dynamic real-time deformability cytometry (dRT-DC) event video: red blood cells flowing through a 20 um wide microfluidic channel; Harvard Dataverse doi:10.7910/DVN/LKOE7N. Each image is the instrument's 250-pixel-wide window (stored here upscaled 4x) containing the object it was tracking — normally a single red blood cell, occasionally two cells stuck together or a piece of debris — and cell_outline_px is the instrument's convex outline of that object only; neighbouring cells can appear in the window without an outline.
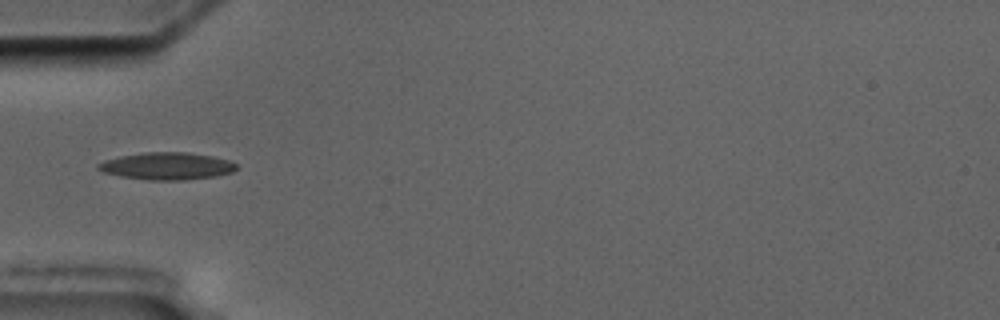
{"species": "common noctule bat (a hibernating species)", "species_latin": "Nyctalus noctula", "temperature_condition": "cold", "stored_images_in_passage": 11, "camera_frame_rate_fps": 3000, "um_per_image_px": 0.085, "animal": {"sex": "male", "body_mass_g": 17.5, "forearm_length_mm": 52.3}, "frame": {"image": 1, "passage_image": 1, "time_ms": 0.0, "image_size_px": [1000, 320], "cell_outline_px": [[236, 168], [232, 172], [216, 176], [184, 180], [148, 180], [120, 176], [100, 172], [96, 168], [96, 164], [104, 160], [120, 156], [144, 152], [184, 152], [212, 156], [228, 160], [236, 164]], "centroid_in_image_um": [14.12, 14.12], "position_along_channel_um": 70.9, "area_um2": 22.02}}
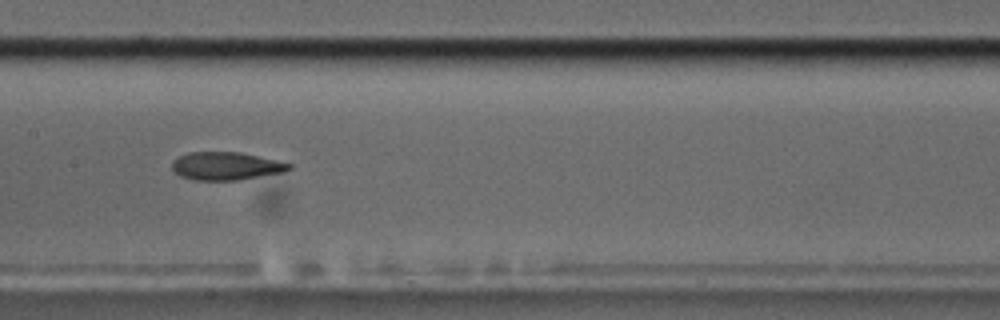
{"frame": {"image": 2, "passage_image": 4, "time_ms": 3.333, "image_size_px": [1000, 320], "cell_outline_px": [[292, 168], [284, 172], [240, 180], [192, 180], [180, 176], [172, 168], [172, 160], [176, 156], [188, 152], [240, 152], [292, 164]], "centroid_in_image_um": [19.18, 14.11], "position_along_channel_um": 188.2, "area_um2": 19.19}}
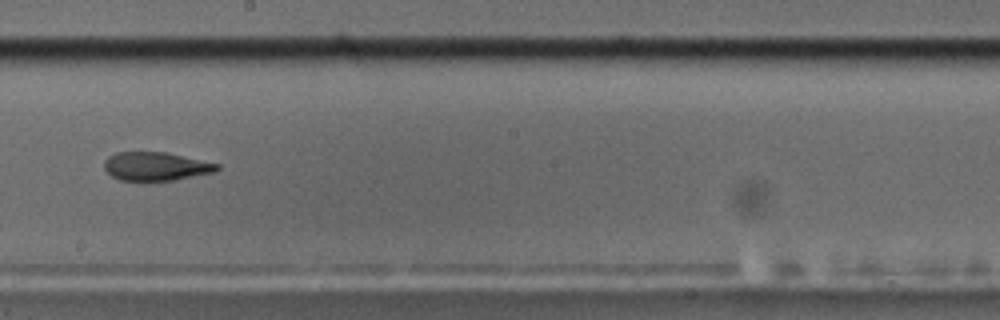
{"frame": {"image": 3, "passage_image": 5, "time_ms": 4.667, "image_size_px": [1000, 320], "cell_outline_px": [[220, 168], [216, 172], [176, 180], [120, 180], [112, 176], [104, 168], [104, 160], [108, 156], [116, 152], [164, 152], [220, 164]], "centroid_in_image_um": [13.26, 14.14], "position_along_channel_um": 234.9, "area_um2": 18.73}}